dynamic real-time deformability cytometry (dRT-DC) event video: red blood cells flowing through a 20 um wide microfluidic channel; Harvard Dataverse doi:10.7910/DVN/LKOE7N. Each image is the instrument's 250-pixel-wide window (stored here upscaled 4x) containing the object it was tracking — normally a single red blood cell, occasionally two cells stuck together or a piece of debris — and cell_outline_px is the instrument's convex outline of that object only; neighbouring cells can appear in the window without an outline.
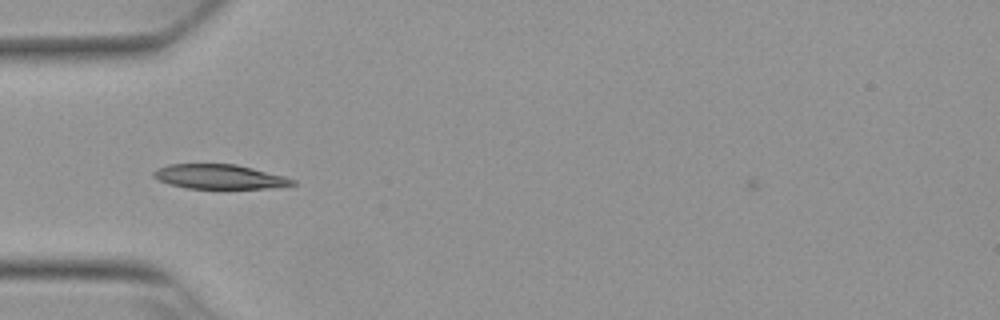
{"species": "Egyptian fruit bat (a non-hibernating species)", "species_latin": "Rousettus aegyptiacus", "temperature_condition": "warm", "stored_images_in_passage": 41, "camera_frame_rate_fps": 3000, "um_per_image_px": 0.085, "animal": {"sex": "female"}, "frame": {"image": 1, "passage_image": 4, "time_ms": 1.0, "image_size_px": [1000, 320], "cell_outline_px": [[296, 184], [264, 188], [188, 188], [168, 184], [152, 176], [152, 172], [168, 164], [236, 164], [284, 176], [296, 180]], "centroid_in_image_um": [18.63, 15.01], "position_along_channel_um": 66.4, "area_um2": 19.54}}
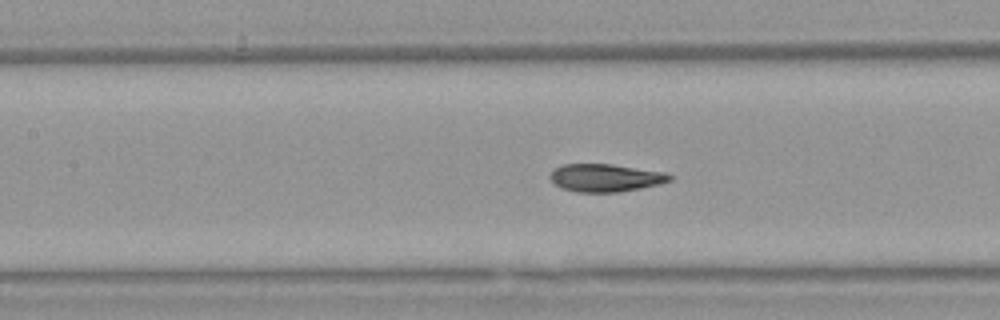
{"frame": {"image": 2, "passage_image": 11, "time_ms": 3.333, "image_size_px": [1000, 320], "cell_outline_px": [[672, 180], [660, 184], [620, 192], [576, 192], [560, 188], [548, 176], [556, 168], [564, 164], [612, 164], [668, 172], [672, 176]], "centroid_in_image_um": [51.5, 15.11], "position_along_channel_um": 155.9, "area_um2": 19.48}}
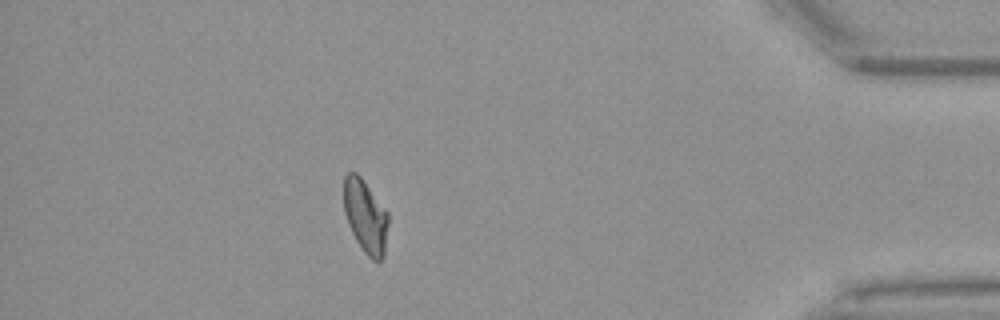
{"frame": {"image": 3, "passage_image": 34, "time_ms": 11.0, "image_size_px": [1000, 320], "cell_outline_px": [[388, 224], [384, 256], [380, 260], [372, 260], [364, 252], [356, 240], [348, 224], [344, 212], [344, 176], [348, 172], [356, 172], [360, 176], [388, 212]], "centroid_in_image_um": [31.06, 18.38], "position_along_channel_um": 404.1, "area_um2": 18.9}, "authors_computed_cell_mechanics": {"area_um2": 19.4786, "velocity_mm_per_s": 3.8477, "shape_relaxation_time_tau1_ms": 5.4895, "shape_relaxation_time_tau2_ms": 1.0477, "deformation_change_tau1": 0.2003, "deformation_change_tau2": 0.0479}}